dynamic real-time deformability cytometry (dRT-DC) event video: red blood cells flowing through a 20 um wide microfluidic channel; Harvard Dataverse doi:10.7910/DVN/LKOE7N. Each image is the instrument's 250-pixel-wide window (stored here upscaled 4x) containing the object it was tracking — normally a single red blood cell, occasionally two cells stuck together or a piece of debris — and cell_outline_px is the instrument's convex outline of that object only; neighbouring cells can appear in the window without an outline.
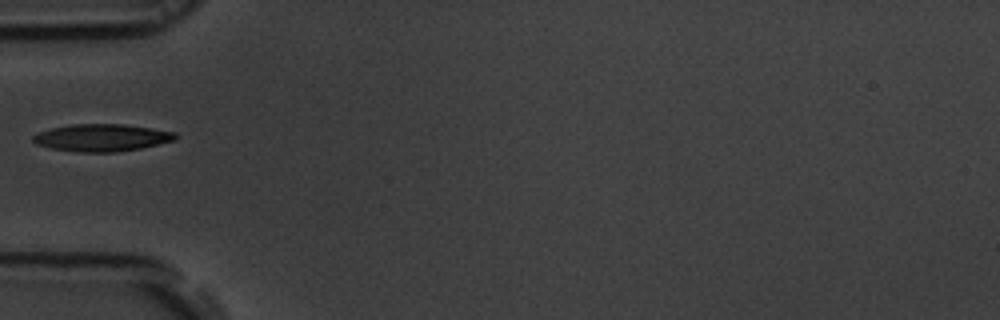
{"species": "common noctule bat (a hibernating species)", "species_latin": "Nyctalus noctula", "temperature_condition": "room temperature", "stored_images_in_passage": 37, "camera_frame_rate_fps": 3000, "um_per_image_px": 0.085, "animal": {"sex": "male", "body_mass_g": 19.5, "forearm_length_mm": 54.6}, "frame": {"image": 1, "passage_image": 1, "time_ms": 0.0, "image_size_px": [1000, 320], "cell_outline_px": [[176, 140], [140, 148], [116, 152], [80, 152], [52, 148], [36, 144], [32, 140], [32, 136], [36, 132], [52, 128], [72, 124], [124, 124], [152, 128], [176, 132]], "centroid_in_image_um": [8.64, 11.69], "position_along_channel_um": 76.4, "area_um2": 22.6}}
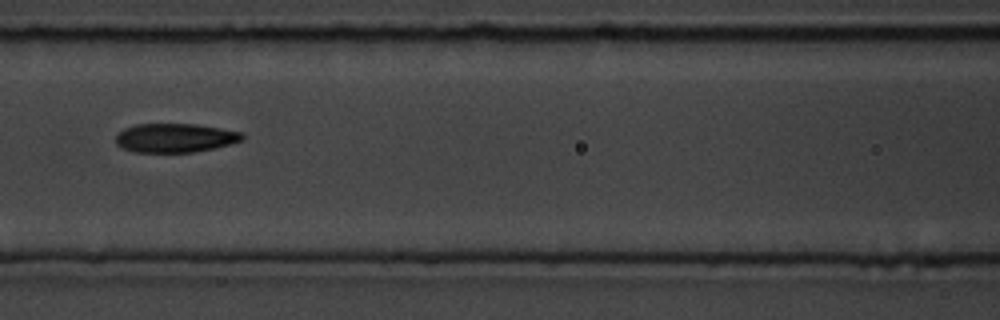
{"frame": {"image": 2, "passage_image": 7, "time_ms": 2.0, "image_size_px": [1000, 320], "cell_outline_px": [[244, 140], [212, 148], [192, 152], [136, 152], [120, 148], [116, 144], [116, 136], [124, 128], [136, 124], [196, 124], [220, 128], [240, 132], [244, 136]], "centroid_in_image_um": [14.84, 11.72], "position_along_channel_um": 151.8, "area_um2": 21.21}}
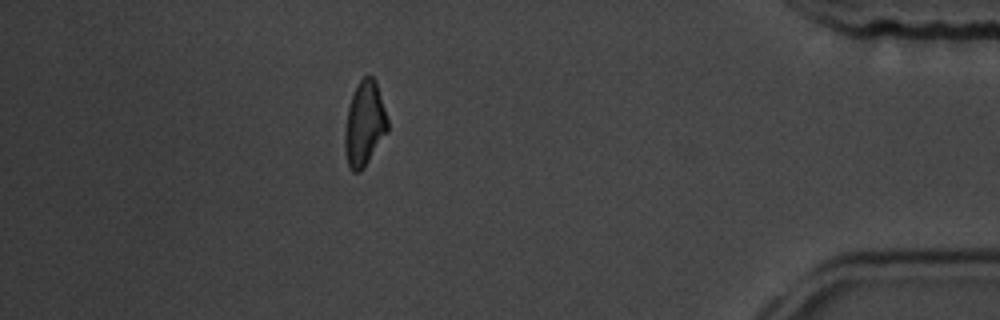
{"frame": {"image": 3, "passage_image": 31, "time_ms": 10.0, "image_size_px": [1000, 320], "cell_outline_px": [[388, 132], [360, 172], [352, 172], [348, 164], [344, 148], [344, 132], [348, 108], [352, 96], [360, 80], [364, 76], [372, 76], [376, 80], [388, 120]], "centroid_in_image_um": [30.98, 10.53], "position_along_channel_um": 404.2, "area_um2": 20.98}}